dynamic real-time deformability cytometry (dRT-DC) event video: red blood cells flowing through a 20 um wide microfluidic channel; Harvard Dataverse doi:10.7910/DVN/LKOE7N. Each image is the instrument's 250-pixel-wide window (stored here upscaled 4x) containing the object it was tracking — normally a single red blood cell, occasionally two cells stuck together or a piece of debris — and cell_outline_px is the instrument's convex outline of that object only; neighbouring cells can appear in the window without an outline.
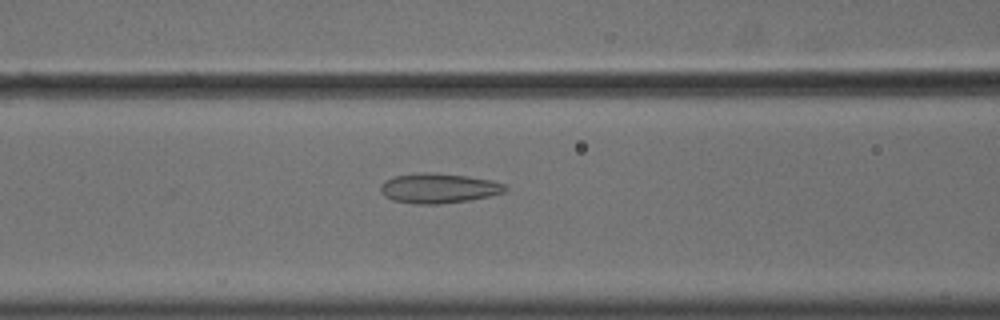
{"species": "common noctule bat (a hibernating species)", "species_latin": "Nyctalus noctula", "temperature_condition": "cold", "stored_images_in_passage": 50, "camera_frame_rate_fps": 3000, "um_per_image_px": 0.085, "animal": {"sex": "male", "body_mass_g": 18.8}, "frame": {"image": 1, "passage_image": 18, "time_ms": 5.667, "image_size_px": [1000, 320], "cell_outline_px": [[508, 188], [504, 192], [488, 196], [468, 200], [440, 204], [416, 204], [392, 200], [384, 196], [380, 192], [380, 184], [396, 176], [420, 172], [428, 172], [468, 176], [492, 180], [508, 184]], "centroid_in_image_um": [37.3, 16.0], "position_along_channel_um": 129.3, "area_um2": 21.73}}
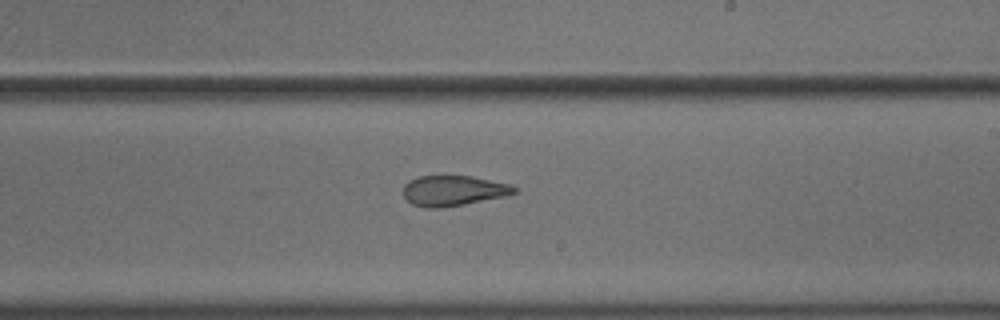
{"frame": {"image": 2, "passage_image": 28, "time_ms": 9.0, "image_size_px": [1000, 320], "cell_outline_px": [[516, 192], [504, 196], [464, 204], [440, 208], [424, 208], [412, 204], [404, 196], [404, 184], [408, 180], [420, 176], [472, 176], [512, 184], [516, 188]], "centroid_in_image_um": [38.52, 16.2], "position_along_channel_um": 250.5, "area_um2": 19.59}}
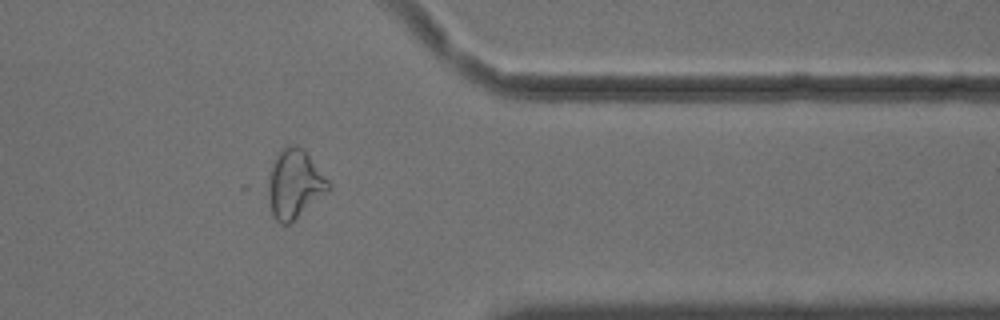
{"frame": {"image": 3, "passage_image": 40, "time_ms": 13.0, "image_size_px": [1000, 320], "cell_outline_px": [[332, 188], [288, 224], [280, 224], [276, 220], [260, 188], [280, 148], [288, 144], [296, 144], [308, 156], [332, 184]], "centroid_in_image_um": [24.91, 15.64], "position_along_channel_um": 386.5, "area_um2": 24.91}, "authors_computed_cell_mechanics": {"area_um2": 23.12, "velocity_mm_per_s": 3.6291, "shape_relaxation_time_tau1_ms": null, "shape_relaxation_time_tau2_ms": 2.0907, "deformation_change_tau1": null, "deformation_change_tau2": 0.0987}}